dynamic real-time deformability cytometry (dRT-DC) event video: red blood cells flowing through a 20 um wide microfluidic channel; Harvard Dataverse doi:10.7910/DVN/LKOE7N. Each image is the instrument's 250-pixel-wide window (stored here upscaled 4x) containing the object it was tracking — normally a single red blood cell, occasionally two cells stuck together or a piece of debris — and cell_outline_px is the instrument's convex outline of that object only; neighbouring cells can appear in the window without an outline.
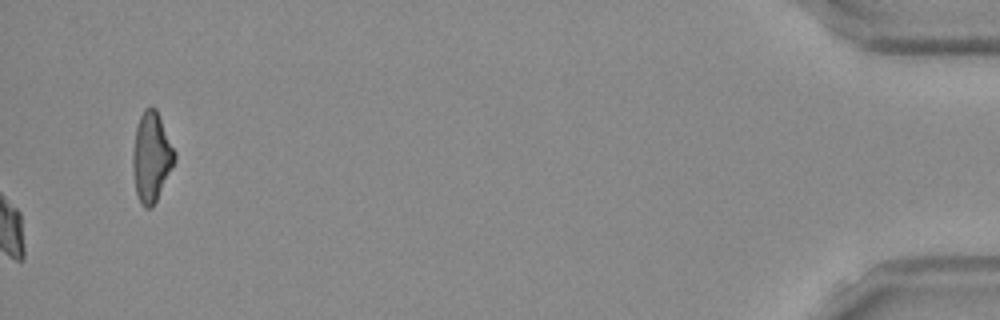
{"species": "Egyptian fruit bat (a non-hibernating species)", "species_latin": "Rousettus aegyptiacus", "temperature_condition": "room temperature", "stored_images_in_passage": 45, "camera_frame_rate_fps": 3000, "um_per_image_px": 0.085, "frame": {"image": 1, "passage_image": 45, "time_ms": 14.667, "image_size_px": [1000, 320], "cell_outline_px": [[176, 160], [152, 208], [144, 208], [140, 204], [136, 192], [132, 168], [132, 152], [136, 128], [140, 116], [144, 108], [152, 104], [156, 108], [176, 152]], "centroid_in_image_um": [12.86, 13.32], "position_along_channel_um": 422.3, "area_um2": 22.02}, "authors_computed_cell_mechanics": {"area_um2": 21.964, "velocity_mm_per_s": 3.8449, "shape_relaxation_time_tau1_ms": 5.5071, "shape_relaxation_time_tau2_ms": 2.7631, "deformation_change_tau1": 0.1552, "deformation_change_tau2": 0.0626}}